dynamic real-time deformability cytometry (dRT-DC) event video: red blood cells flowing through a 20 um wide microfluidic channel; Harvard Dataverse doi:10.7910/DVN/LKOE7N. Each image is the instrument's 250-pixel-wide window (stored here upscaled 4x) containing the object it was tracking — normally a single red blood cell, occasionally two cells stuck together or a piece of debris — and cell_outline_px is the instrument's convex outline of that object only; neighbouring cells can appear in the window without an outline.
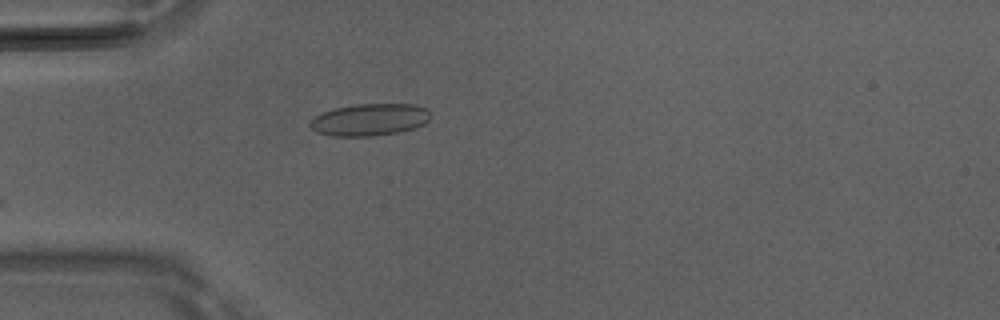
{"species": "Egyptian fruit bat (a non-hibernating species)", "species_latin": "Rousettus aegyptiacus", "temperature_condition": "room temperature", "stored_images_in_passage": 6, "camera_frame_rate_fps": 3000, "um_per_image_px": 0.085, "animal": {"sex": "male"}, "frame": {"image": 1, "passage_image": 1, "time_ms": 0.0, "image_size_px": [1000, 320], "cell_outline_px": [[428, 120], [424, 124], [400, 132], [372, 136], [332, 136], [316, 132], [308, 124], [316, 116], [332, 108], [356, 104], [412, 104], [424, 108], [428, 112]], "centroid_in_image_um": [31.38, 10.17], "position_along_channel_um": 53.6, "area_um2": 22.31}}